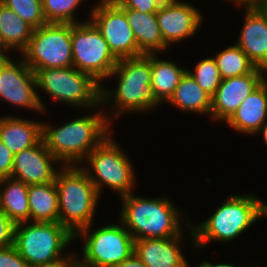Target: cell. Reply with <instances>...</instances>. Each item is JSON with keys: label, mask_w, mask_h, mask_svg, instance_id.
Returning <instances> with one entry per match:
<instances>
[{"label": "cell", "mask_w": 267, "mask_h": 267, "mask_svg": "<svg viewBox=\"0 0 267 267\" xmlns=\"http://www.w3.org/2000/svg\"><path fill=\"white\" fill-rule=\"evenodd\" d=\"M97 112L81 116L60 127L43 122L42 139L59 164L82 166V161L110 134L114 117Z\"/></svg>", "instance_id": "1"}, {"label": "cell", "mask_w": 267, "mask_h": 267, "mask_svg": "<svg viewBox=\"0 0 267 267\" xmlns=\"http://www.w3.org/2000/svg\"><path fill=\"white\" fill-rule=\"evenodd\" d=\"M267 216V202L253 195H231L206 221L190 227L195 248H202L210 241L226 242L235 240L259 218Z\"/></svg>", "instance_id": "2"}, {"label": "cell", "mask_w": 267, "mask_h": 267, "mask_svg": "<svg viewBox=\"0 0 267 267\" xmlns=\"http://www.w3.org/2000/svg\"><path fill=\"white\" fill-rule=\"evenodd\" d=\"M120 200V222L134 240L171 238L183 234L181 211L167 197L145 198L130 193Z\"/></svg>", "instance_id": "3"}, {"label": "cell", "mask_w": 267, "mask_h": 267, "mask_svg": "<svg viewBox=\"0 0 267 267\" xmlns=\"http://www.w3.org/2000/svg\"><path fill=\"white\" fill-rule=\"evenodd\" d=\"M110 76L118 77L117 88L114 92L101 84V106H107L109 99L113 98L111 103L115 105L110 108L116 112L112 116L117 118L125 112L152 111L158 105L151 93V54L120 59Z\"/></svg>", "instance_id": "4"}, {"label": "cell", "mask_w": 267, "mask_h": 267, "mask_svg": "<svg viewBox=\"0 0 267 267\" xmlns=\"http://www.w3.org/2000/svg\"><path fill=\"white\" fill-rule=\"evenodd\" d=\"M83 167L85 166L61 167L54 181L58 191L59 223L74 236L93 224L100 197Z\"/></svg>", "instance_id": "5"}, {"label": "cell", "mask_w": 267, "mask_h": 267, "mask_svg": "<svg viewBox=\"0 0 267 267\" xmlns=\"http://www.w3.org/2000/svg\"><path fill=\"white\" fill-rule=\"evenodd\" d=\"M74 238L59 222H22L16 224L14 230V246L30 267L50 265L68 258L70 255L63 251Z\"/></svg>", "instance_id": "6"}, {"label": "cell", "mask_w": 267, "mask_h": 267, "mask_svg": "<svg viewBox=\"0 0 267 267\" xmlns=\"http://www.w3.org/2000/svg\"><path fill=\"white\" fill-rule=\"evenodd\" d=\"M33 71L37 89L57 102L92 110L101 105V84L90 74L73 66Z\"/></svg>", "instance_id": "7"}, {"label": "cell", "mask_w": 267, "mask_h": 267, "mask_svg": "<svg viewBox=\"0 0 267 267\" xmlns=\"http://www.w3.org/2000/svg\"><path fill=\"white\" fill-rule=\"evenodd\" d=\"M85 160L90 167L87 166L84 169L99 195L104 185L116 191L120 195L119 198L133 193L131 190L136 183L134 166L119 144L111 139L110 134L90 152Z\"/></svg>", "instance_id": "8"}, {"label": "cell", "mask_w": 267, "mask_h": 267, "mask_svg": "<svg viewBox=\"0 0 267 267\" xmlns=\"http://www.w3.org/2000/svg\"><path fill=\"white\" fill-rule=\"evenodd\" d=\"M81 229L75 238L84 237L83 259L78 262L85 267H114L134 253V238L120 222L101 228ZM80 259V260H79Z\"/></svg>", "instance_id": "9"}, {"label": "cell", "mask_w": 267, "mask_h": 267, "mask_svg": "<svg viewBox=\"0 0 267 267\" xmlns=\"http://www.w3.org/2000/svg\"><path fill=\"white\" fill-rule=\"evenodd\" d=\"M21 56L32 70L71 67V24L46 23L35 28Z\"/></svg>", "instance_id": "10"}, {"label": "cell", "mask_w": 267, "mask_h": 267, "mask_svg": "<svg viewBox=\"0 0 267 267\" xmlns=\"http://www.w3.org/2000/svg\"><path fill=\"white\" fill-rule=\"evenodd\" d=\"M73 67L90 74L97 82L109 79L118 63L101 32L91 22L71 24Z\"/></svg>", "instance_id": "11"}, {"label": "cell", "mask_w": 267, "mask_h": 267, "mask_svg": "<svg viewBox=\"0 0 267 267\" xmlns=\"http://www.w3.org/2000/svg\"><path fill=\"white\" fill-rule=\"evenodd\" d=\"M99 2L91 9L89 18L107 41L113 55L118 60L142 56L126 13L113 0Z\"/></svg>", "instance_id": "12"}, {"label": "cell", "mask_w": 267, "mask_h": 267, "mask_svg": "<svg viewBox=\"0 0 267 267\" xmlns=\"http://www.w3.org/2000/svg\"><path fill=\"white\" fill-rule=\"evenodd\" d=\"M20 58L22 60L14 61L10 56L0 57V98L21 108L45 112L43 101L36 92L35 73Z\"/></svg>", "instance_id": "13"}, {"label": "cell", "mask_w": 267, "mask_h": 267, "mask_svg": "<svg viewBox=\"0 0 267 267\" xmlns=\"http://www.w3.org/2000/svg\"><path fill=\"white\" fill-rule=\"evenodd\" d=\"M156 17L164 43L168 47L193 36L204 19L197 8L179 0H165L156 12Z\"/></svg>", "instance_id": "14"}, {"label": "cell", "mask_w": 267, "mask_h": 267, "mask_svg": "<svg viewBox=\"0 0 267 267\" xmlns=\"http://www.w3.org/2000/svg\"><path fill=\"white\" fill-rule=\"evenodd\" d=\"M58 162L42 139L38 144L14 155L10 177L27 185L54 182L59 169L53 164Z\"/></svg>", "instance_id": "15"}, {"label": "cell", "mask_w": 267, "mask_h": 267, "mask_svg": "<svg viewBox=\"0 0 267 267\" xmlns=\"http://www.w3.org/2000/svg\"><path fill=\"white\" fill-rule=\"evenodd\" d=\"M260 85L256 67L251 73L222 79L215 94L211 97L210 117L213 120L227 121L243 100Z\"/></svg>", "instance_id": "16"}, {"label": "cell", "mask_w": 267, "mask_h": 267, "mask_svg": "<svg viewBox=\"0 0 267 267\" xmlns=\"http://www.w3.org/2000/svg\"><path fill=\"white\" fill-rule=\"evenodd\" d=\"M182 235L134 240V253L147 267H190L180 249Z\"/></svg>", "instance_id": "17"}, {"label": "cell", "mask_w": 267, "mask_h": 267, "mask_svg": "<svg viewBox=\"0 0 267 267\" xmlns=\"http://www.w3.org/2000/svg\"><path fill=\"white\" fill-rule=\"evenodd\" d=\"M245 20L237 45L258 68L267 65V17L259 8H245Z\"/></svg>", "instance_id": "18"}, {"label": "cell", "mask_w": 267, "mask_h": 267, "mask_svg": "<svg viewBox=\"0 0 267 267\" xmlns=\"http://www.w3.org/2000/svg\"><path fill=\"white\" fill-rule=\"evenodd\" d=\"M267 121V93L261 85L248 95L226 121L233 130L243 134H257Z\"/></svg>", "instance_id": "19"}, {"label": "cell", "mask_w": 267, "mask_h": 267, "mask_svg": "<svg viewBox=\"0 0 267 267\" xmlns=\"http://www.w3.org/2000/svg\"><path fill=\"white\" fill-rule=\"evenodd\" d=\"M43 123L12 116L0 117V140L15 155L42 140Z\"/></svg>", "instance_id": "20"}, {"label": "cell", "mask_w": 267, "mask_h": 267, "mask_svg": "<svg viewBox=\"0 0 267 267\" xmlns=\"http://www.w3.org/2000/svg\"><path fill=\"white\" fill-rule=\"evenodd\" d=\"M134 32L138 48L143 55L156 54L169 48L163 40L156 13H142L135 9L121 8Z\"/></svg>", "instance_id": "21"}, {"label": "cell", "mask_w": 267, "mask_h": 267, "mask_svg": "<svg viewBox=\"0 0 267 267\" xmlns=\"http://www.w3.org/2000/svg\"><path fill=\"white\" fill-rule=\"evenodd\" d=\"M28 188L23 181L11 177L0 179V211L15 224L30 221Z\"/></svg>", "instance_id": "22"}, {"label": "cell", "mask_w": 267, "mask_h": 267, "mask_svg": "<svg viewBox=\"0 0 267 267\" xmlns=\"http://www.w3.org/2000/svg\"><path fill=\"white\" fill-rule=\"evenodd\" d=\"M33 30L30 24L0 2V39L3 54L11 49L22 53L29 44Z\"/></svg>", "instance_id": "23"}, {"label": "cell", "mask_w": 267, "mask_h": 267, "mask_svg": "<svg viewBox=\"0 0 267 267\" xmlns=\"http://www.w3.org/2000/svg\"><path fill=\"white\" fill-rule=\"evenodd\" d=\"M157 58V54H151V93L160 105L163 101H169L187 69Z\"/></svg>", "instance_id": "24"}, {"label": "cell", "mask_w": 267, "mask_h": 267, "mask_svg": "<svg viewBox=\"0 0 267 267\" xmlns=\"http://www.w3.org/2000/svg\"><path fill=\"white\" fill-rule=\"evenodd\" d=\"M30 221L59 222L58 191L55 182L29 185Z\"/></svg>", "instance_id": "25"}, {"label": "cell", "mask_w": 267, "mask_h": 267, "mask_svg": "<svg viewBox=\"0 0 267 267\" xmlns=\"http://www.w3.org/2000/svg\"><path fill=\"white\" fill-rule=\"evenodd\" d=\"M168 103L186 112L208 114L211 112V96L186 72Z\"/></svg>", "instance_id": "26"}, {"label": "cell", "mask_w": 267, "mask_h": 267, "mask_svg": "<svg viewBox=\"0 0 267 267\" xmlns=\"http://www.w3.org/2000/svg\"><path fill=\"white\" fill-rule=\"evenodd\" d=\"M214 58L222 79L246 75L256 68L236 43L216 53Z\"/></svg>", "instance_id": "27"}, {"label": "cell", "mask_w": 267, "mask_h": 267, "mask_svg": "<svg viewBox=\"0 0 267 267\" xmlns=\"http://www.w3.org/2000/svg\"><path fill=\"white\" fill-rule=\"evenodd\" d=\"M47 23H79L75 21V10L83 0H41Z\"/></svg>", "instance_id": "28"}, {"label": "cell", "mask_w": 267, "mask_h": 267, "mask_svg": "<svg viewBox=\"0 0 267 267\" xmlns=\"http://www.w3.org/2000/svg\"><path fill=\"white\" fill-rule=\"evenodd\" d=\"M195 66L194 72L190 70L187 72L212 97L222 81L215 58H205L198 61Z\"/></svg>", "instance_id": "29"}, {"label": "cell", "mask_w": 267, "mask_h": 267, "mask_svg": "<svg viewBox=\"0 0 267 267\" xmlns=\"http://www.w3.org/2000/svg\"><path fill=\"white\" fill-rule=\"evenodd\" d=\"M34 29L47 23L41 0H0Z\"/></svg>", "instance_id": "30"}, {"label": "cell", "mask_w": 267, "mask_h": 267, "mask_svg": "<svg viewBox=\"0 0 267 267\" xmlns=\"http://www.w3.org/2000/svg\"><path fill=\"white\" fill-rule=\"evenodd\" d=\"M120 8H130L142 13H156L165 0H113Z\"/></svg>", "instance_id": "31"}, {"label": "cell", "mask_w": 267, "mask_h": 267, "mask_svg": "<svg viewBox=\"0 0 267 267\" xmlns=\"http://www.w3.org/2000/svg\"><path fill=\"white\" fill-rule=\"evenodd\" d=\"M15 223L0 211V249L14 245Z\"/></svg>", "instance_id": "32"}, {"label": "cell", "mask_w": 267, "mask_h": 267, "mask_svg": "<svg viewBox=\"0 0 267 267\" xmlns=\"http://www.w3.org/2000/svg\"><path fill=\"white\" fill-rule=\"evenodd\" d=\"M0 267H30L14 245L0 249Z\"/></svg>", "instance_id": "33"}, {"label": "cell", "mask_w": 267, "mask_h": 267, "mask_svg": "<svg viewBox=\"0 0 267 267\" xmlns=\"http://www.w3.org/2000/svg\"><path fill=\"white\" fill-rule=\"evenodd\" d=\"M14 154L0 140V179L11 176Z\"/></svg>", "instance_id": "34"}, {"label": "cell", "mask_w": 267, "mask_h": 267, "mask_svg": "<svg viewBox=\"0 0 267 267\" xmlns=\"http://www.w3.org/2000/svg\"><path fill=\"white\" fill-rule=\"evenodd\" d=\"M72 253L68 258L61 260L59 262H56L54 264L50 265H43L38 267H74L78 263V256L76 254Z\"/></svg>", "instance_id": "35"}, {"label": "cell", "mask_w": 267, "mask_h": 267, "mask_svg": "<svg viewBox=\"0 0 267 267\" xmlns=\"http://www.w3.org/2000/svg\"><path fill=\"white\" fill-rule=\"evenodd\" d=\"M114 267H147L135 253Z\"/></svg>", "instance_id": "36"}, {"label": "cell", "mask_w": 267, "mask_h": 267, "mask_svg": "<svg viewBox=\"0 0 267 267\" xmlns=\"http://www.w3.org/2000/svg\"><path fill=\"white\" fill-rule=\"evenodd\" d=\"M258 71L260 76V85L267 93V65L258 67Z\"/></svg>", "instance_id": "37"}, {"label": "cell", "mask_w": 267, "mask_h": 267, "mask_svg": "<svg viewBox=\"0 0 267 267\" xmlns=\"http://www.w3.org/2000/svg\"><path fill=\"white\" fill-rule=\"evenodd\" d=\"M234 1V3L240 5H244L245 8H258L259 0H230Z\"/></svg>", "instance_id": "38"}, {"label": "cell", "mask_w": 267, "mask_h": 267, "mask_svg": "<svg viewBox=\"0 0 267 267\" xmlns=\"http://www.w3.org/2000/svg\"><path fill=\"white\" fill-rule=\"evenodd\" d=\"M198 267H239L236 265H231V264H227V263H218V264H211L208 261H204L201 263V265H199Z\"/></svg>", "instance_id": "39"}, {"label": "cell", "mask_w": 267, "mask_h": 267, "mask_svg": "<svg viewBox=\"0 0 267 267\" xmlns=\"http://www.w3.org/2000/svg\"><path fill=\"white\" fill-rule=\"evenodd\" d=\"M258 8L267 17V0H259Z\"/></svg>", "instance_id": "40"}, {"label": "cell", "mask_w": 267, "mask_h": 267, "mask_svg": "<svg viewBox=\"0 0 267 267\" xmlns=\"http://www.w3.org/2000/svg\"><path fill=\"white\" fill-rule=\"evenodd\" d=\"M260 131V134L262 133L263 135L265 145H267V121L264 123Z\"/></svg>", "instance_id": "41"}, {"label": "cell", "mask_w": 267, "mask_h": 267, "mask_svg": "<svg viewBox=\"0 0 267 267\" xmlns=\"http://www.w3.org/2000/svg\"><path fill=\"white\" fill-rule=\"evenodd\" d=\"M4 56H7V54L5 55V54H3V53L1 52V39H0V57H4Z\"/></svg>", "instance_id": "42"}, {"label": "cell", "mask_w": 267, "mask_h": 267, "mask_svg": "<svg viewBox=\"0 0 267 267\" xmlns=\"http://www.w3.org/2000/svg\"><path fill=\"white\" fill-rule=\"evenodd\" d=\"M74 267H85V266H82V265L78 262Z\"/></svg>", "instance_id": "43"}]
</instances>
